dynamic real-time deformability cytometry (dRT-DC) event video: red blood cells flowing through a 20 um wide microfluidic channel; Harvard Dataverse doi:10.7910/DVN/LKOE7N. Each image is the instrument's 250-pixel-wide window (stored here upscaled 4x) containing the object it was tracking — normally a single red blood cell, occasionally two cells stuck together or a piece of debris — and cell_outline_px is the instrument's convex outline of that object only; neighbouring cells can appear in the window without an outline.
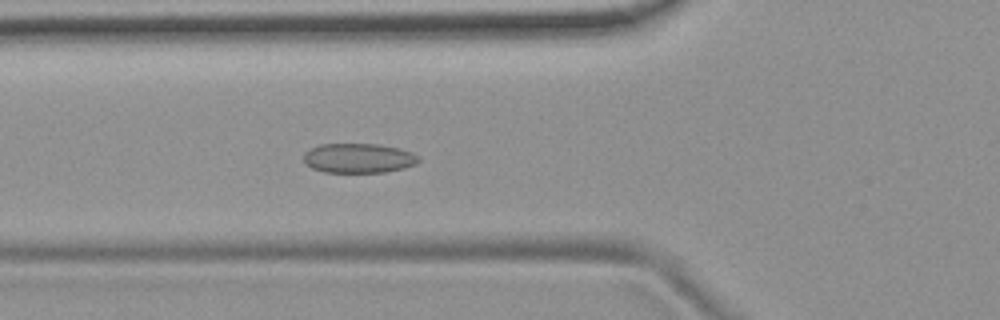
{"species": "common noctule bat (a hibernating species)", "species_latin": "Nyctalus noctula", "temperature_condition": "room temperature", "stored_images_in_passage": 50, "camera_frame_rate_fps": 3000, "um_per_image_px": 0.085, "animal": {"sex": "female", "body_mass_g": 19.9}, "frame": {"image": 1, "passage_image": 16, "time_ms": 5.0, "image_size_px": [1000, 320], "cell_outline_px": [[420, 160], [416, 164], [404, 168], [384, 172], [324, 172], [312, 168], [304, 164], [304, 152], [308, 148], [320, 144], [376, 144], [400, 148], [412, 152], [420, 156]], "centroid_in_image_um": [30.47, 13.44], "position_along_channel_um": 95.3, "area_um2": 20.06}}
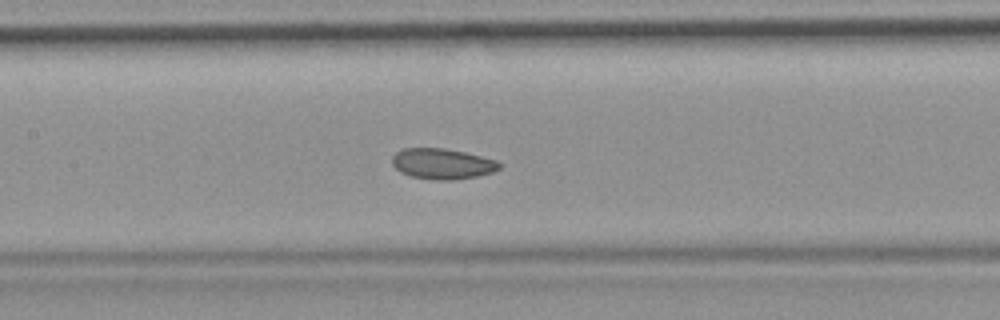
{"frame": {"image": 2, "passage_image": 22, "time_ms": 7.0, "image_size_px": [1000, 320], "cell_outline_px": [[500, 168], [492, 172], [476, 176], [456, 180], [436, 180], [412, 176], [400, 172], [392, 164], [392, 156], [396, 152], [404, 148], [444, 148], [464, 152], [496, 160], [500, 164]], "centroid_in_image_um": [37.57, 13.92], "position_along_channel_um": 169.8, "area_um2": 19.02}}
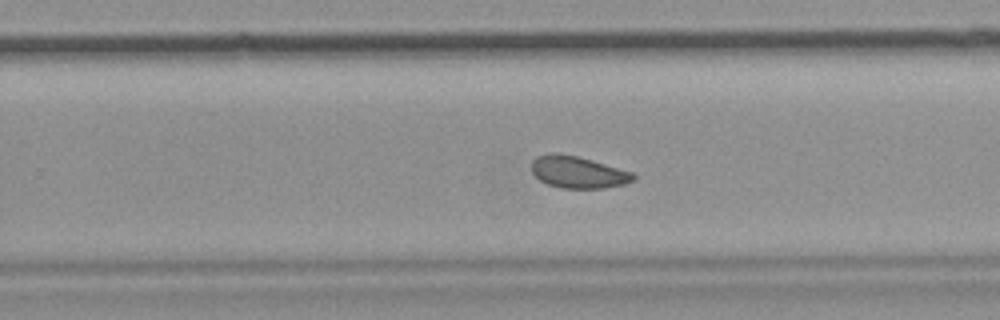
{"frame": {"image": 3, "passage_image": 31, "time_ms": 10.0, "image_size_px": [1000, 320], "cell_outline_px": [[636, 176], [632, 180], [624, 184], [604, 188], [560, 188], [548, 184], [540, 180], [532, 172], [532, 160], [536, 156], [548, 152], [556, 152], [576, 156], [592, 160], [632, 172]], "centroid_in_image_um": [49.09, 14.62], "position_along_channel_um": 280.7, "area_um2": 18.9}, "authors_computed_cell_mechanics": {"area_um2": 19.9121, "velocity_mm_per_s": 3.7108, "shape_relaxation_time_tau1_ms": 3.3671, "shape_relaxation_time_tau2_ms": 3.8124, "deformation_change_tau1": 0.0566, "deformation_change_tau2": 0.0738}}